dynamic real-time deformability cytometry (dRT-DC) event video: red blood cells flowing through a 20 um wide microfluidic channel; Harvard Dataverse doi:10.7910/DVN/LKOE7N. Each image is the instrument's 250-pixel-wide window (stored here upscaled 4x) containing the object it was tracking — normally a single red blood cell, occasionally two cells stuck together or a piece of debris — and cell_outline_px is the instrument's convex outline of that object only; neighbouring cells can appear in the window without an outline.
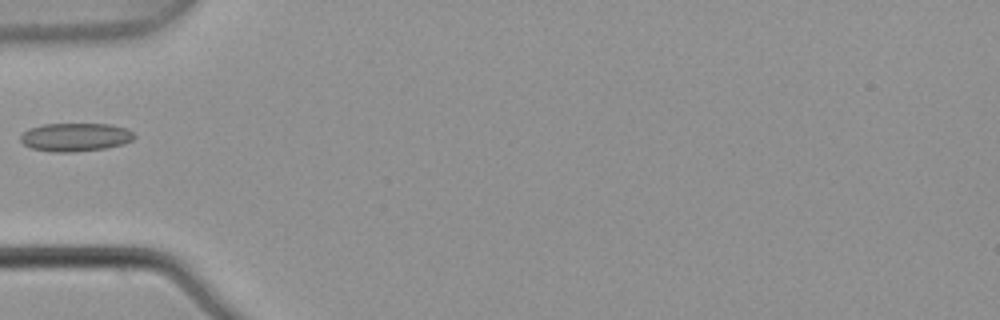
{"species": "common noctule bat (a hibernating species)", "species_latin": "Nyctalus noctula", "temperature_condition": "warm", "stored_images_in_passage": 1, "camera_frame_rate_fps": 3000, "um_per_image_px": 0.085, "animal": {"sex": "male", "body_mass_g": 21.5, "forearm_length_mm": 52.0}, "frame": {"image": 1, "passage_image": 1, "time_ms": 0.0, "image_size_px": [1000, 320], "cell_outline_px": [[136, 136], [132, 140], [124, 144], [104, 148], [72, 152], [52, 152], [32, 148], [24, 144], [20, 140], [20, 136], [28, 128], [44, 124], [112, 124], [128, 128]], "centroid_in_image_um": [6.42, 11.65], "position_along_channel_um": 78.6, "area_um2": 18.84}}